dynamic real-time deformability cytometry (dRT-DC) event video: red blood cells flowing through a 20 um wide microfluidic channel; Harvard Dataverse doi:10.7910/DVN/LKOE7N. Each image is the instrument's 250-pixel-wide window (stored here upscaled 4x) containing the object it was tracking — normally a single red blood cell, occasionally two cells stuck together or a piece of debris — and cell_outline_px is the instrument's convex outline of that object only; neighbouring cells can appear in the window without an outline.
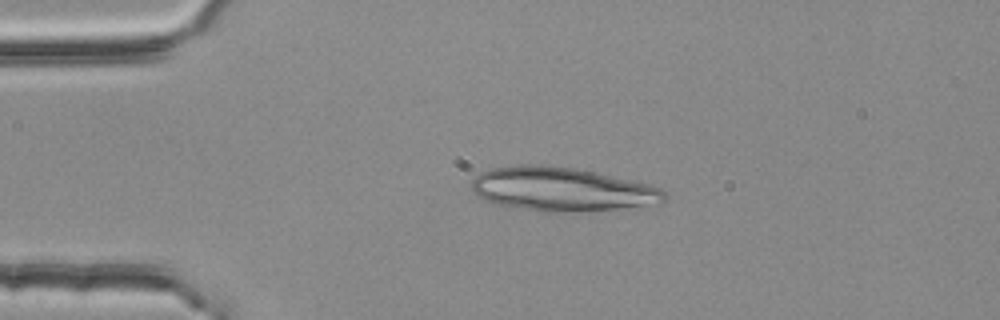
{"species": "common noctule bat (a hibernating species)", "species_latin": "Nyctalus noctula", "temperature_condition": "room temperature", "stored_images_in_passage": 2, "camera_frame_rate_fps": 3000, "um_per_image_px": 0.085, "animal": {"sex": "female", "body_mass_g": 25.1}, "frame": {"image": 1, "passage_image": 2, "time_ms": 0.333, "image_size_px": [1000, 320], "cell_outline_px": [[668, 196], [664, 204], [624, 208], [560, 212], [536, 212], [500, 204], [484, 200], [476, 196], [472, 188], [472, 180], [480, 172], [492, 168], [520, 164], [540, 164], [572, 168], [592, 172], [648, 184], [660, 188]], "centroid_in_image_um": [47.75, 16.09], "position_along_channel_um": 37.2, "area_um2": 49.25}}